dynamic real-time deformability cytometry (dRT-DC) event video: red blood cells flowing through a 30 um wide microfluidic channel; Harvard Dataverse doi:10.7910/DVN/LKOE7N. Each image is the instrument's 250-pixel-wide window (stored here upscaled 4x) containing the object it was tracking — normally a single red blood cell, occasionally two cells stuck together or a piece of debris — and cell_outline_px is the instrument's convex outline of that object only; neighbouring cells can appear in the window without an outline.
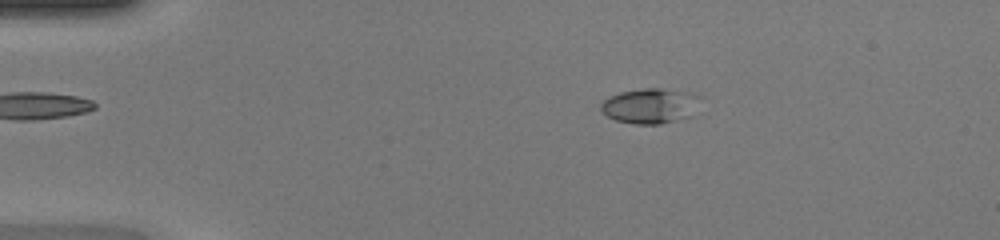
{"species": "common noctule bat (a hibernating species)", "species_latin": "Nyctalus noctula", "temperature_condition": "warm", "stored_images_in_passage": 40, "camera_frame_rate_fps": 3000, "um_per_image_px": 0.085, "animal": {"sex": "female", "body_mass_g": 20.0, "forearm_length_mm": 54.0}, "frame": {"image": 1, "passage_image": 9, "time_ms": 2.667, "image_size_px": [1000, 240], "cell_outline_px": [[700, 96], [692, 116], [660, 124], [636, 124], [616, 120], [608, 116], [600, 108], [600, 104], [608, 96], [620, 92], [644, 88], [660, 88], [688, 92]], "centroid_in_image_um": [55.25, 8.99], "position_along_channel_um": 29.8, "area_um2": 20.23}}
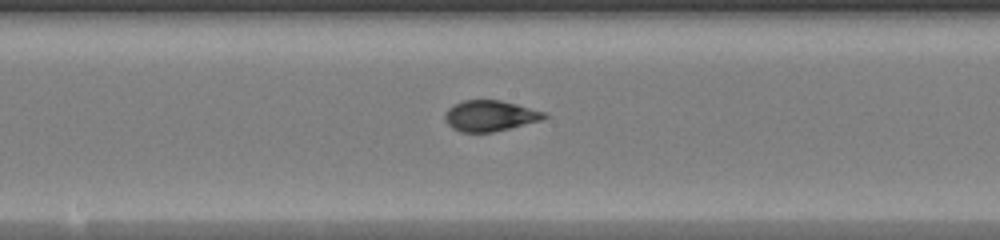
{"frame": {"image": 2, "passage_image": 26, "time_ms": 8.333, "image_size_px": [1000, 240], "cell_outline_px": [[548, 116], [540, 120], [492, 132], [460, 132], [452, 128], [444, 120], [444, 116], [448, 108], [452, 104], [464, 100], [500, 100], [548, 112]], "centroid_in_image_um": [41.62, 9.83], "position_along_channel_um": 206.6, "area_um2": 17.8}}
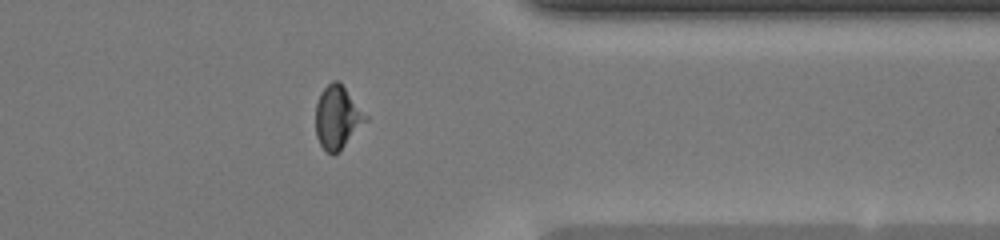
{"frame": {"image": 3, "passage_image": 39, "time_ms": 12.667, "image_size_px": [1000, 240], "cell_outline_px": [[368, 120], [332, 156], [320, 144], [316, 136], [316, 104], [320, 92], [332, 80], [340, 80], [368, 116]], "centroid_in_image_um": [28.68, 9.91], "position_along_channel_um": 382.7, "area_um2": 18.21}}